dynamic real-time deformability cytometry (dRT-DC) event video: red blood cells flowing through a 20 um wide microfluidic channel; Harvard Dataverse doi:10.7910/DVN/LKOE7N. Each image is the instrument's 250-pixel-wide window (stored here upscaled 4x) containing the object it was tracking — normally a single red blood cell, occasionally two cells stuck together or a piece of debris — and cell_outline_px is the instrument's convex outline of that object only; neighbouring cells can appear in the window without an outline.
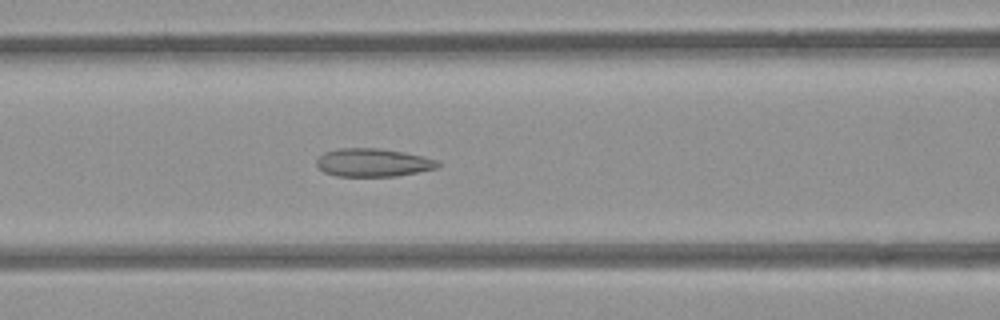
{"species": "common noctule bat (a hibernating species)", "species_latin": "Nyctalus noctula", "temperature_condition": "room temperature", "stored_images_in_passage": 40, "camera_frame_rate_fps": 3000, "um_per_image_px": 0.085, "animal": {"sex": "female", "body_mass_g": 21.9}, "frame": {"image": 1, "passage_image": 12, "time_ms": 3.667, "image_size_px": [1000, 320], "cell_outline_px": [[440, 164], [436, 168], [396, 176], [336, 176], [324, 172], [316, 164], [316, 160], [324, 152], [340, 148], [376, 148], [404, 152], [436, 160]], "centroid_in_image_um": [31.66, 13.82], "position_along_channel_um": 134.9, "area_um2": 19.65}}
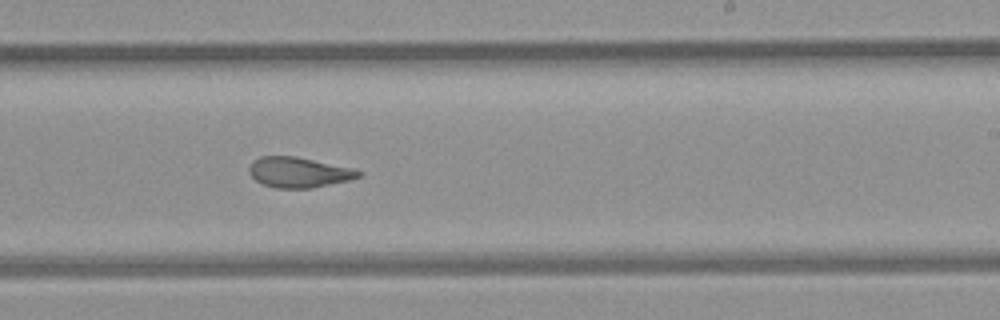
{"frame": {"image": 2, "passage_image": 22, "time_ms": 7.0, "image_size_px": [1000, 320], "cell_outline_px": [[364, 172], [360, 176], [348, 180], [312, 188], [276, 188], [264, 184], [256, 180], [248, 172], [248, 168], [260, 156], [296, 156], [352, 168]], "centroid_in_image_um": [25.4, 14.64], "position_along_channel_um": 263.6, "area_um2": 19.13}}
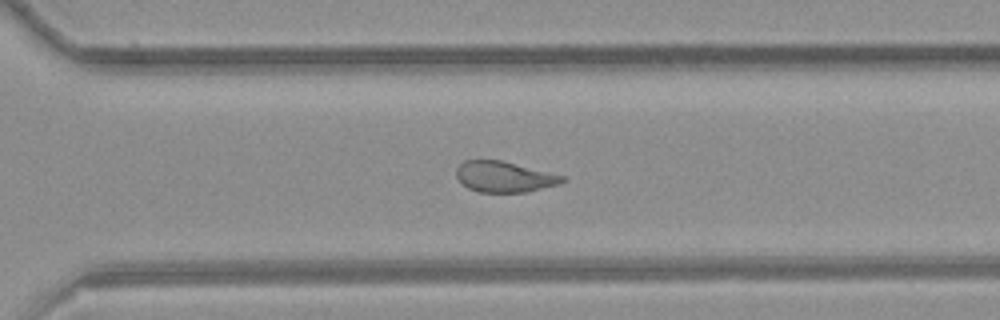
{"frame": {"image": 3, "passage_image": 27, "time_ms": 8.667, "image_size_px": [1000, 320], "cell_outline_px": [[568, 176], [564, 180], [556, 184], [528, 192], [480, 192], [468, 188], [456, 176], [456, 168], [464, 160], [500, 160]], "centroid_in_image_um": [42.87, 15.02], "position_along_channel_um": 327.7, "area_um2": 18.9}, "authors_computed_cell_mechanics": {"area_um2": 19.7387, "velocity_mm_per_s": 3.8676, "shape_relaxation_time_tau1_ms": null, "shape_relaxation_time_tau2_ms": 1.6389, "deformation_change_tau1": null, "deformation_change_tau2": 0.0816}}